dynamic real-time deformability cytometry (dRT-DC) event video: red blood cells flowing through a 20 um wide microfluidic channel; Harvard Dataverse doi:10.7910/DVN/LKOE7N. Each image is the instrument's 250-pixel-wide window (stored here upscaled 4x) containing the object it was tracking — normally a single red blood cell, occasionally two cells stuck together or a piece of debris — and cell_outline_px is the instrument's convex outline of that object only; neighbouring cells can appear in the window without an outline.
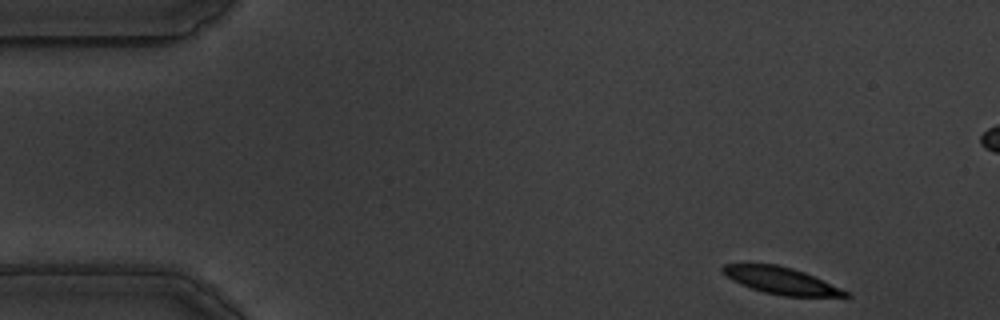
{"species": "common noctule bat (a hibernating species)", "species_latin": "Nyctalus noctula", "temperature_condition": "warm", "stored_images_in_passage": 54, "camera_frame_rate_fps": 3000, "um_per_image_px": 0.085, "animal": {"sex": "male", "body_mass_g": 19.5, "forearm_length_mm": 54.6}, "frame": {"image": 1, "passage_image": 1, "time_ms": 0.0, "image_size_px": [1000, 320], "cell_outline_px": [[852, 296], [784, 296], [764, 292], [740, 284], [732, 280], [720, 268], [724, 264], [776, 264], [792, 268], [804, 272], [840, 288], [848, 292]], "centroid_in_image_um": [66.37, 23.85], "position_along_channel_um": 18.6, "area_um2": 18.79}}
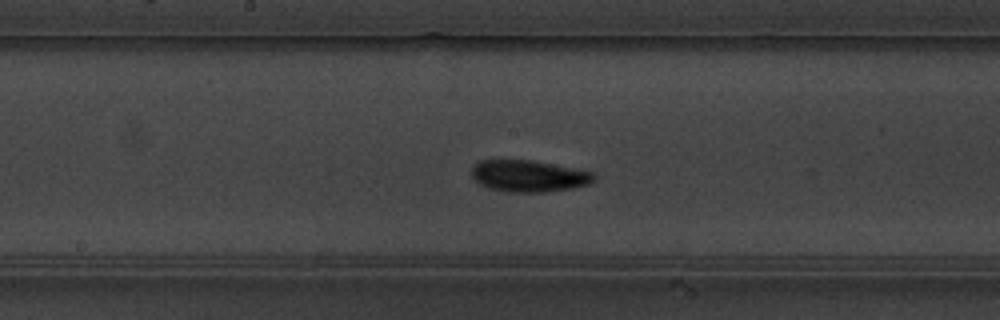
{"frame": {"image": 2, "passage_image": 25, "time_ms": 8.0, "image_size_px": [1000, 320], "cell_outline_px": [[596, 180], [588, 184], [572, 188], [544, 192], [508, 192], [488, 188], [480, 184], [472, 176], [472, 168], [480, 160], [532, 160], [592, 172], [596, 176]], "centroid_in_image_um": [44.94, 14.96], "position_along_channel_um": 203.3, "area_um2": 22.43}}
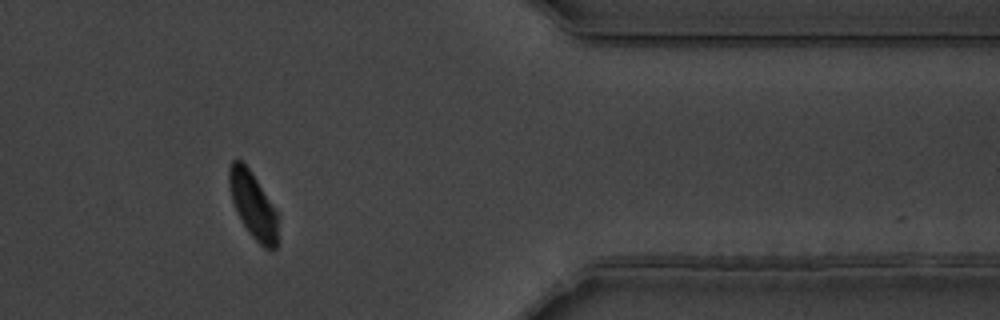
{"frame": {"image": 3, "passage_image": 43, "time_ms": 14.0, "image_size_px": [1000, 320], "cell_outline_px": [[276, 248], [264, 248], [248, 232], [232, 200], [228, 184], [228, 168], [232, 160], [240, 160], [252, 172], [276, 212]], "centroid_in_image_um": [21.46, 17.38], "position_along_channel_um": 389.9, "area_um2": 18.09}, "authors_computed_cell_mechanics": {"area_um2": 20.5768, "velocity_mm_per_s": 3.4693, "shape_relaxation_time_tau1_ms": 2.4047, "shape_relaxation_time_tau2_ms": 3.0346, "deformation_change_tau1": 0.1178, "deformation_change_tau2": 0.0845}}